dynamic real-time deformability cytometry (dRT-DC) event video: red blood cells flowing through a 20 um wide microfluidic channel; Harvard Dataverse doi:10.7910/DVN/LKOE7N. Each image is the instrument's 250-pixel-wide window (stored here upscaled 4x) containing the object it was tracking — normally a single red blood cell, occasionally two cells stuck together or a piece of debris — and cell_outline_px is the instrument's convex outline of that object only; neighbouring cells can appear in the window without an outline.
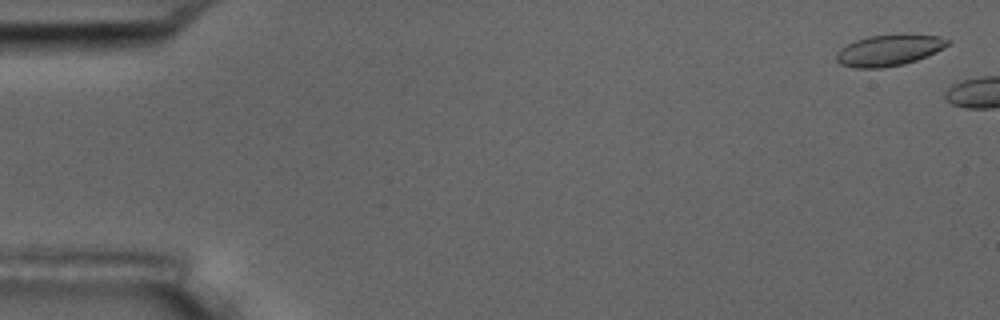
{"species": "common noctule bat (a hibernating species)", "species_latin": "Nyctalus noctula", "temperature_condition": "room temperature", "stored_images_in_passage": 6, "segment_of_instrument_passage": [2, 2], "camera_frame_rate_fps": 3000, "um_per_image_px": 0.085, "animal": {"sex": "male", "body_mass_g": 17.5, "forearm_length_mm": 52.3}, "frame": {"image": 1, "passage_image": 6, "time_ms": 6.0, "image_size_px": [1000, 320], "cell_outline_px": [[952, 40], [948, 44], [936, 52], [916, 60], [904, 64], [884, 68], [856, 68], [840, 64], [836, 60], [836, 52], [840, 48], [856, 40], [868, 36], [900, 32], [904, 32], [940, 36]], "centroid_in_image_um": [75.59, 4.23], "position_along_channel_um": 9.4, "area_um2": 20.81}}